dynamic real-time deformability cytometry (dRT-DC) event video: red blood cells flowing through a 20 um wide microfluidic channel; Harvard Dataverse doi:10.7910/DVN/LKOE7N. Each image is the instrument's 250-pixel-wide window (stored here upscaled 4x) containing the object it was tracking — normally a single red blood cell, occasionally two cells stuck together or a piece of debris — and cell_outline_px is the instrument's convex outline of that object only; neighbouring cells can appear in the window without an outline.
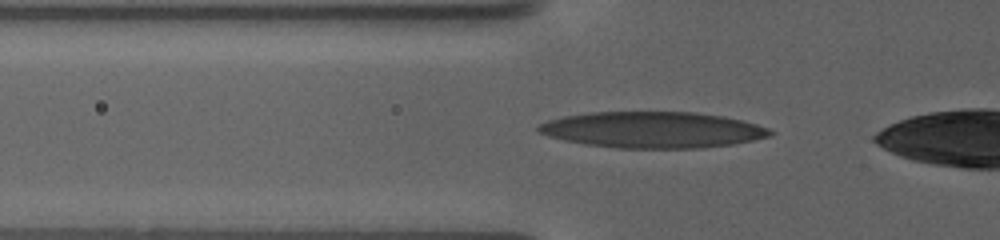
{"species": "human", "species_latin": "Homo sapiens", "temperature_condition": "warm", "stored_images_in_passage": 7, "camera_frame_rate_fps": 3000, "um_per_image_px": 0.085, "donor": {"sex": "female"}, "frame": {"image": 1, "passage_image": 2, "time_ms": 0.333, "image_size_px": [1000, 240], "cell_outline_px": [[776, 132], [772, 136], [732, 144], [704, 148], [616, 148], [584, 144], [564, 140], [548, 136], [540, 132], [536, 128], [540, 124], [548, 120], [564, 116], [588, 112], [696, 112], [724, 116], [756, 124], [768, 128]], "centroid_in_image_um": [55.49, 11.03], "position_along_channel_um": 70.3, "area_um2": 48.96}}